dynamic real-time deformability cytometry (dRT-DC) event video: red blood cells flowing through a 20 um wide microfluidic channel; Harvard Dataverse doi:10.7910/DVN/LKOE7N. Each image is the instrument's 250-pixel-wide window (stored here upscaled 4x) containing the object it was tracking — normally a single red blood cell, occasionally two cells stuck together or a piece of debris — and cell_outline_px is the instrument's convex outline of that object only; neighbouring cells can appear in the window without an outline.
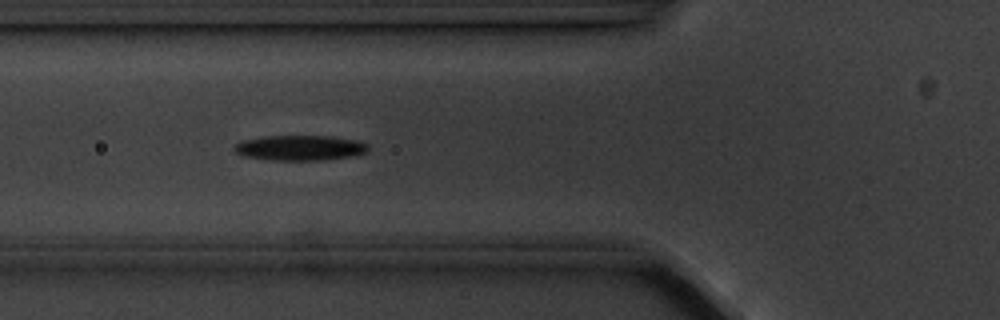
{"species": "common noctule bat (a hibernating species)", "species_latin": "Nyctalus noctula", "temperature_condition": "cold", "stored_images_in_passage": 3, "camera_frame_rate_fps": 3000, "um_per_image_px": 0.085, "animal": {"sex": "male", "body_mass_g": 20.1, "forearm_length_mm": 53.5}, "frame": {"image": 1, "passage_image": 3, "time_ms": 2.333, "image_size_px": [1000, 320], "cell_outline_px": [[368, 152], [352, 156], [324, 160], [272, 160], [244, 156], [236, 152], [232, 148], [236, 144], [244, 140], [264, 136], [332, 136], [356, 140], [368, 144]], "centroid_in_image_um": [25.52, 12.57], "position_along_channel_um": 100.3, "area_um2": 19.65}}